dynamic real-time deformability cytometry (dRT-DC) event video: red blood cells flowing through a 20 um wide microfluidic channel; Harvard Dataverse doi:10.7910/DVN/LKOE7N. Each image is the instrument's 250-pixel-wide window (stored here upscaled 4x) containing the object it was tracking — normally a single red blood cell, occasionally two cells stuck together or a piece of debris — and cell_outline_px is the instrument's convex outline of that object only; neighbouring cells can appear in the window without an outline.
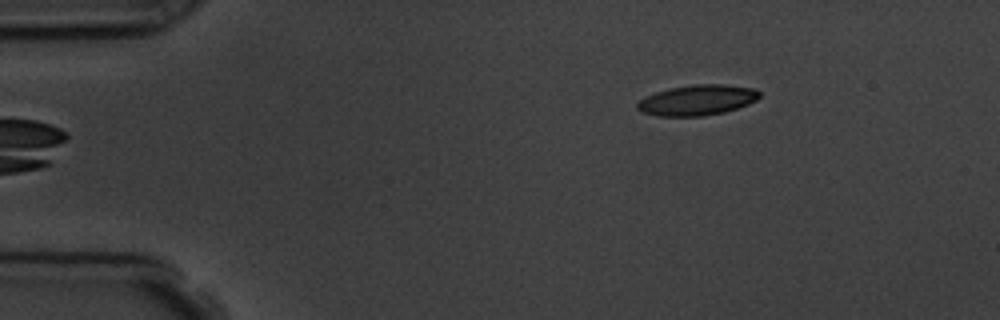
{"species": "common noctule bat (a hibernating species)", "species_latin": "Nyctalus noctula", "temperature_condition": "room temperature", "stored_images_in_passage": 6, "camera_frame_rate_fps": 3000, "um_per_image_px": 0.085, "animal": {"sex": "male", "body_mass_g": 19.5, "forearm_length_mm": 54.6}, "frame": {"image": 1, "passage_image": 6, "time_ms": 5.667, "image_size_px": [1000, 320], "cell_outline_px": [[760, 96], [756, 100], [748, 104], [724, 112], [704, 116], [656, 116], [644, 112], [636, 108], [636, 104], [644, 96], [656, 92], [672, 88], [696, 84], [724, 84], [756, 88], [760, 92]], "centroid_in_image_um": [59.28, 8.51], "position_along_channel_um": 25.7, "area_um2": 21.68}}